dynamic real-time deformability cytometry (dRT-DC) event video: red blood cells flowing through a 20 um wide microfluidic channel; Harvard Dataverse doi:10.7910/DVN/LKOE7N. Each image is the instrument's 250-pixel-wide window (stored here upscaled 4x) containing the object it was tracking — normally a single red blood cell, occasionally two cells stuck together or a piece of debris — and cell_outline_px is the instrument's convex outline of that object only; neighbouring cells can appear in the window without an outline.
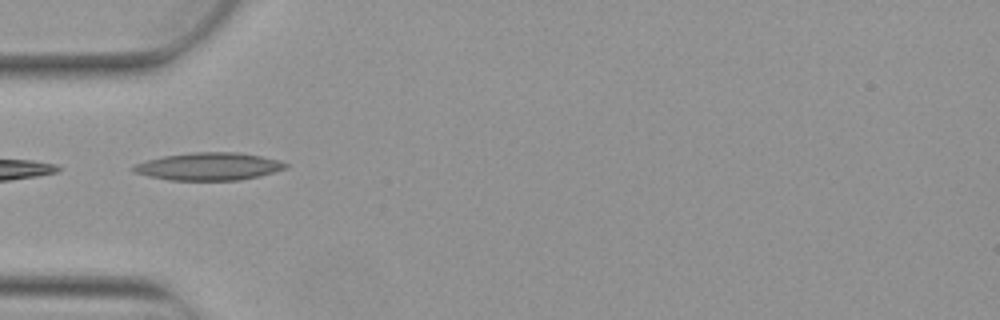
{"species": "Egyptian fruit bat (a non-hibernating species)", "species_latin": "Rousettus aegyptiacus", "temperature_condition": "warm", "stored_images_in_passage": 6, "camera_frame_rate_fps": 3000, "um_per_image_px": 0.085, "animal": {"sex": "female"}, "frame": {"image": 1, "passage_image": 4, "time_ms": 1.0, "image_size_px": [1000, 320], "cell_outline_px": [[288, 168], [260, 176], [240, 180], [168, 180], [148, 176], [132, 172], [132, 164], [164, 156], [192, 152], [240, 152], [280, 160], [288, 164]], "centroid_in_image_um": [17.75, 14.15], "position_along_channel_um": 67.2, "area_um2": 24.68}}
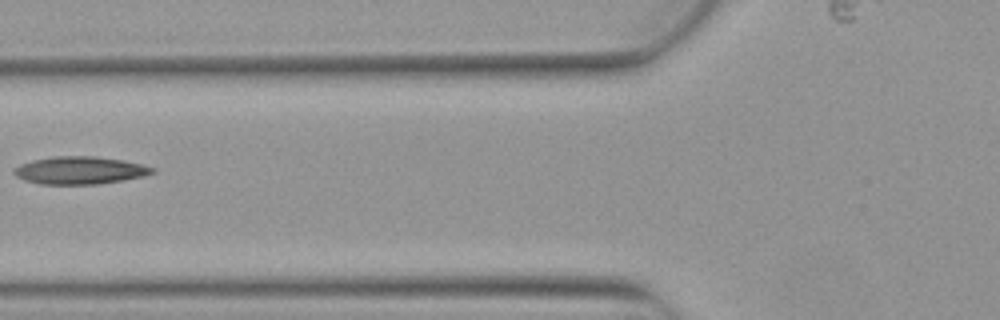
{"frame": {"image": 2, "passage_image": 5, "time_ms": 1.333, "image_size_px": [1000, 320], "cell_outline_px": [[156, 172], [144, 176], [124, 180], [100, 184], [40, 184], [24, 180], [16, 176], [12, 172], [20, 164], [32, 160], [52, 156], [96, 156], [124, 160], [156, 168]], "centroid_in_image_um": [6.81, 14.48], "position_along_channel_um": 119.0, "area_um2": 22.43}}
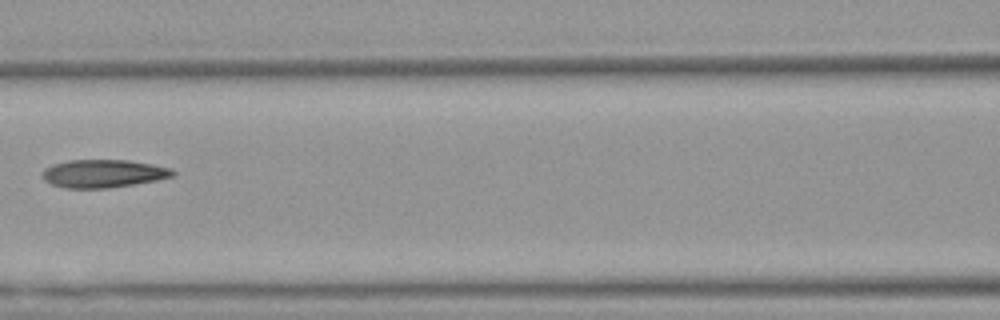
{"frame": {"image": 3, "passage_image": 6, "time_ms": 1.667, "image_size_px": [1000, 320], "cell_outline_px": [[176, 176], [156, 180], [108, 188], [64, 188], [52, 184], [44, 180], [40, 176], [44, 168], [52, 164], [68, 160], [128, 160], [152, 164], [172, 168], [176, 172]], "centroid_in_image_um": [8.77, 14.74], "position_along_channel_um": 157.8, "area_um2": 21.44}}